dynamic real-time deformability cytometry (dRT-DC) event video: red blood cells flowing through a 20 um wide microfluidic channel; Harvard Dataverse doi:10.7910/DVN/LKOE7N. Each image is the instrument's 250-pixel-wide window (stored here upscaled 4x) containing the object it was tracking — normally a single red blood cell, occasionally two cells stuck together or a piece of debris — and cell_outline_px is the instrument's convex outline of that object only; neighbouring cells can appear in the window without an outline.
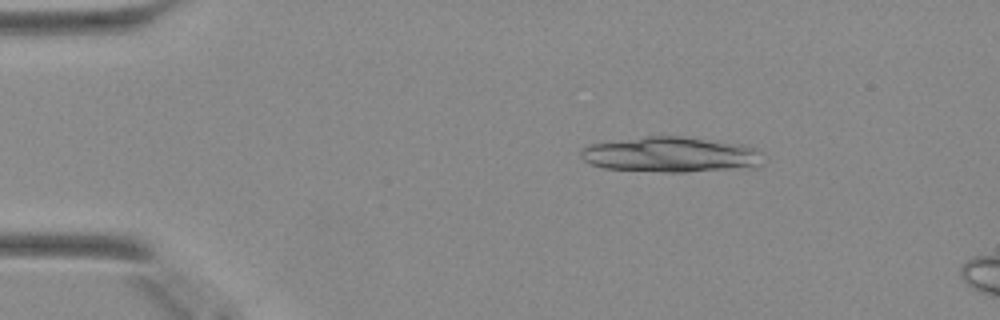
{"species": "Egyptian fruit bat (a non-hibernating species)", "species_latin": "Rousettus aegyptiacus", "temperature_condition": "warm", "stored_images_in_passage": 12, "camera_frame_rate_fps": 3000, "um_per_image_px": 0.085, "animal": {"sex": "female"}, "frame": {"image": 1, "passage_image": 7, "time_ms": 2.0, "image_size_px": [1000, 320], "cell_outline_px": [[760, 164], [724, 168], [684, 172], [668, 172], [604, 168], [592, 164], [584, 160], [580, 156], [580, 152], [584, 148], [592, 144], [648, 136], [676, 136], [740, 144], [756, 148]], "centroid_in_image_um": [56.88, 13.13], "position_along_channel_um": 28.1, "area_um2": 36.07}}